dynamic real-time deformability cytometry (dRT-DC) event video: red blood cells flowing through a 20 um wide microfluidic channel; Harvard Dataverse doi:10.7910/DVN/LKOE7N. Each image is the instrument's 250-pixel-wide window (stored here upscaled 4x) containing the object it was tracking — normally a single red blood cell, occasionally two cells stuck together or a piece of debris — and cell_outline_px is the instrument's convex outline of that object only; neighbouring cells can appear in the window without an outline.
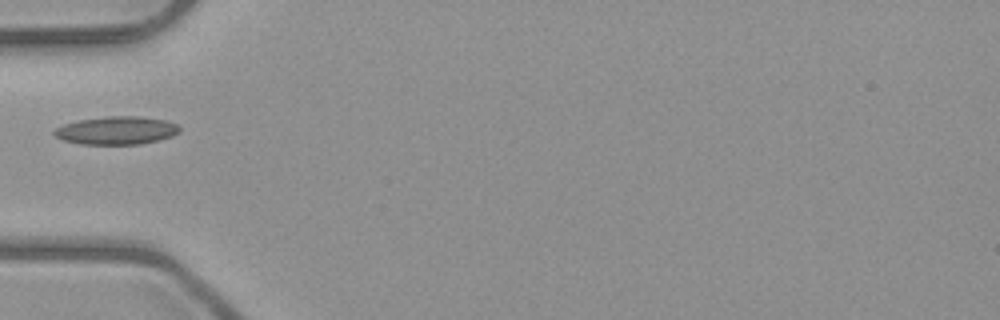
{"species": "common noctule bat (a hibernating species)", "species_latin": "Nyctalus noctula", "temperature_condition": "room temperature", "stored_images_in_passage": 6, "camera_frame_rate_fps": 3000, "um_per_image_px": 0.085, "animal": {"sex": "male", "body_mass_g": 23.1, "forearm_length_mm": 52.7}, "frame": {"image": 1, "passage_image": 5, "time_ms": 5.667, "image_size_px": [1000, 320], "cell_outline_px": [[180, 132], [172, 136], [160, 140], [140, 144], [80, 144], [64, 140], [56, 136], [52, 132], [56, 128], [64, 124], [76, 120], [108, 116], [140, 116], [164, 120], [180, 124]], "centroid_in_image_um": [9.94, 11.08], "position_along_channel_um": 75.1, "area_um2": 20.63}}
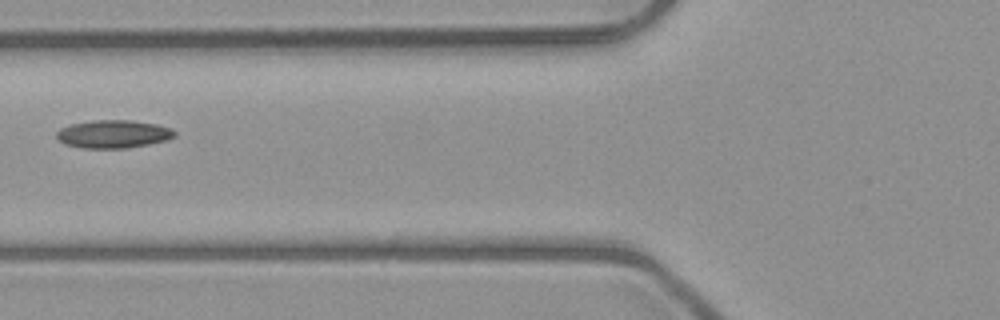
{"frame": {"image": 2, "passage_image": 6, "time_ms": 6.667, "image_size_px": [1000, 320], "cell_outline_px": [[176, 136], [164, 140], [148, 144], [124, 148], [80, 148], [64, 144], [56, 136], [56, 132], [60, 128], [72, 124], [92, 120], [132, 120], [156, 124], [172, 128], [176, 132]], "centroid_in_image_um": [9.62, 11.39], "position_along_channel_um": 116.2, "area_um2": 19.25}}